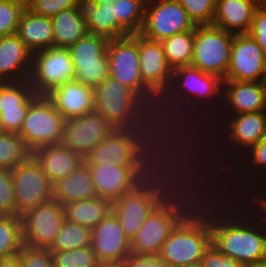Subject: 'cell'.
Returning a JSON list of instances; mask_svg holds the SVG:
<instances>
[{
	"label": "cell",
	"instance_id": "1",
	"mask_svg": "<svg viewBox=\"0 0 266 267\" xmlns=\"http://www.w3.org/2000/svg\"><path fill=\"white\" fill-rule=\"evenodd\" d=\"M165 186L175 210V227L192 232L211 244L215 241L220 219L241 198L231 193L229 182L192 181L188 185Z\"/></svg>",
	"mask_w": 266,
	"mask_h": 267
},
{
	"label": "cell",
	"instance_id": "2",
	"mask_svg": "<svg viewBox=\"0 0 266 267\" xmlns=\"http://www.w3.org/2000/svg\"><path fill=\"white\" fill-rule=\"evenodd\" d=\"M213 245L246 267L260 264L266 258V199L240 198L220 219Z\"/></svg>",
	"mask_w": 266,
	"mask_h": 267
},
{
	"label": "cell",
	"instance_id": "3",
	"mask_svg": "<svg viewBox=\"0 0 266 267\" xmlns=\"http://www.w3.org/2000/svg\"><path fill=\"white\" fill-rule=\"evenodd\" d=\"M216 133L218 134V156L220 157V160H222L223 166L227 169L232 167V165L234 167V164L237 161L236 158L239 160L240 156L244 155L245 152L257 144L266 135V111L227 116L217 126Z\"/></svg>",
	"mask_w": 266,
	"mask_h": 267
},
{
	"label": "cell",
	"instance_id": "4",
	"mask_svg": "<svg viewBox=\"0 0 266 267\" xmlns=\"http://www.w3.org/2000/svg\"><path fill=\"white\" fill-rule=\"evenodd\" d=\"M233 36L213 24L196 25L191 65L224 80L230 65Z\"/></svg>",
	"mask_w": 266,
	"mask_h": 267
},
{
	"label": "cell",
	"instance_id": "5",
	"mask_svg": "<svg viewBox=\"0 0 266 267\" xmlns=\"http://www.w3.org/2000/svg\"><path fill=\"white\" fill-rule=\"evenodd\" d=\"M65 118L47 96L39 95L29 106L18 135L32 152L35 149L60 144Z\"/></svg>",
	"mask_w": 266,
	"mask_h": 267
},
{
	"label": "cell",
	"instance_id": "6",
	"mask_svg": "<svg viewBox=\"0 0 266 267\" xmlns=\"http://www.w3.org/2000/svg\"><path fill=\"white\" fill-rule=\"evenodd\" d=\"M74 76L68 48L51 47L33 53L28 81L35 94L47 96L54 89L72 81Z\"/></svg>",
	"mask_w": 266,
	"mask_h": 267
},
{
	"label": "cell",
	"instance_id": "7",
	"mask_svg": "<svg viewBox=\"0 0 266 267\" xmlns=\"http://www.w3.org/2000/svg\"><path fill=\"white\" fill-rule=\"evenodd\" d=\"M108 42L106 37L87 33L68 48L76 81L94 89L109 76Z\"/></svg>",
	"mask_w": 266,
	"mask_h": 267
},
{
	"label": "cell",
	"instance_id": "8",
	"mask_svg": "<svg viewBox=\"0 0 266 267\" xmlns=\"http://www.w3.org/2000/svg\"><path fill=\"white\" fill-rule=\"evenodd\" d=\"M11 171L16 216L53 199V184L32 155Z\"/></svg>",
	"mask_w": 266,
	"mask_h": 267
},
{
	"label": "cell",
	"instance_id": "9",
	"mask_svg": "<svg viewBox=\"0 0 266 267\" xmlns=\"http://www.w3.org/2000/svg\"><path fill=\"white\" fill-rule=\"evenodd\" d=\"M195 25L179 0H147L140 35L161 41L174 34L194 31Z\"/></svg>",
	"mask_w": 266,
	"mask_h": 267
},
{
	"label": "cell",
	"instance_id": "10",
	"mask_svg": "<svg viewBox=\"0 0 266 267\" xmlns=\"http://www.w3.org/2000/svg\"><path fill=\"white\" fill-rule=\"evenodd\" d=\"M214 119L215 115L205 109L200 115L190 120L189 126L166 127L156 137L157 150L217 147V133H215L217 132V125Z\"/></svg>",
	"mask_w": 266,
	"mask_h": 267
},
{
	"label": "cell",
	"instance_id": "11",
	"mask_svg": "<svg viewBox=\"0 0 266 267\" xmlns=\"http://www.w3.org/2000/svg\"><path fill=\"white\" fill-rule=\"evenodd\" d=\"M21 219L24 245L49 249L65 220L64 208L52 199L26 211Z\"/></svg>",
	"mask_w": 266,
	"mask_h": 267
},
{
	"label": "cell",
	"instance_id": "12",
	"mask_svg": "<svg viewBox=\"0 0 266 267\" xmlns=\"http://www.w3.org/2000/svg\"><path fill=\"white\" fill-rule=\"evenodd\" d=\"M106 53L109 76L140 96L145 84L140 71L138 33L109 40Z\"/></svg>",
	"mask_w": 266,
	"mask_h": 267
},
{
	"label": "cell",
	"instance_id": "13",
	"mask_svg": "<svg viewBox=\"0 0 266 267\" xmlns=\"http://www.w3.org/2000/svg\"><path fill=\"white\" fill-rule=\"evenodd\" d=\"M115 129L96 111L65 119L61 144L84 159Z\"/></svg>",
	"mask_w": 266,
	"mask_h": 267
},
{
	"label": "cell",
	"instance_id": "14",
	"mask_svg": "<svg viewBox=\"0 0 266 267\" xmlns=\"http://www.w3.org/2000/svg\"><path fill=\"white\" fill-rule=\"evenodd\" d=\"M223 81H266V54L249 33L234 34Z\"/></svg>",
	"mask_w": 266,
	"mask_h": 267
},
{
	"label": "cell",
	"instance_id": "15",
	"mask_svg": "<svg viewBox=\"0 0 266 267\" xmlns=\"http://www.w3.org/2000/svg\"><path fill=\"white\" fill-rule=\"evenodd\" d=\"M93 90L94 111L114 127L139 112V96L132 89L110 76Z\"/></svg>",
	"mask_w": 266,
	"mask_h": 267
},
{
	"label": "cell",
	"instance_id": "16",
	"mask_svg": "<svg viewBox=\"0 0 266 267\" xmlns=\"http://www.w3.org/2000/svg\"><path fill=\"white\" fill-rule=\"evenodd\" d=\"M175 72L181 96L197 101L216 116L222 106L223 79L193 65L177 67Z\"/></svg>",
	"mask_w": 266,
	"mask_h": 267
},
{
	"label": "cell",
	"instance_id": "17",
	"mask_svg": "<svg viewBox=\"0 0 266 267\" xmlns=\"http://www.w3.org/2000/svg\"><path fill=\"white\" fill-rule=\"evenodd\" d=\"M258 111H266V81H223L222 106L215 116L217 126L227 116Z\"/></svg>",
	"mask_w": 266,
	"mask_h": 267
},
{
	"label": "cell",
	"instance_id": "18",
	"mask_svg": "<svg viewBox=\"0 0 266 267\" xmlns=\"http://www.w3.org/2000/svg\"><path fill=\"white\" fill-rule=\"evenodd\" d=\"M246 154V155H245ZM242 157V158H241ZM239 160L236 161L235 163V168L234 167H230L228 169V179H229V188H230V191L231 193L233 192V194H237L239 195V197H242V198H264L266 196V187L263 188L264 186H266V177H264L266 175V135L257 143L255 144L254 146H252L247 152L244 153V155H242ZM245 157V158H244ZM243 159V160H242ZM242 160V161H240ZM240 164H239V163ZM236 164H238L236 166ZM249 165V166H248ZM254 166V167H253ZM246 167V168H245ZM240 168H242L243 170H240ZM237 169V170H236ZM245 169V170H244ZM255 169V170H254ZM263 171H262V170ZM248 170V171H247ZM250 170H252V172H250ZM257 170V171H256ZM234 171V172H233ZM247 174L244 173V172ZM236 172V173H235ZM241 172V173H240ZM259 172L261 174H259ZM244 175H243V174ZM254 176H248V175H252ZM235 176H234V175ZM257 174V175H255ZM240 175V176H239ZM241 175H243L244 177H242ZM261 177H260V176ZM239 176V177H237ZM258 176L260 178V181L257 182L259 180ZM232 177V178H231ZM241 177V179H240ZM253 179H250L252 178ZM263 177V178H262ZM235 178V179H234ZM254 178H256L255 181ZM258 178V179H257ZM262 178V179H261ZM234 179V180H233ZM244 179V180H243ZM250 179V180H249ZM238 180V181H237ZM249 180V181H247ZM261 180H263L261 182ZM231 181V182H230ZM237 181V182H236ZM254 181V183H253ZM265 181V182H264ZM243 182V183H242ZM251 184H250V183ZM256 182V183H255ZM261 182V183H260ZM235 183V184H233ZM240 183V184H238ZM249 185H247V184ZM259 183V184H258ZM244 184V185H242ZM254 184V185H253ZM235 185V187H234ZM258 185V186H257ZM260 185V186H259ZM233 186V187H232ZM239 186V187H238ZM245 186V187H244ZM248 186V187H247ZM256 186V187H255ZM263 186V187H261ZM241 187V188H240ZM260 187V188H258ZM232 188V189H231ZM245 188H250V189H245ZM256 188V189H255ZM258 188V189H257ZM238 189V190H237ZM255 189V190H254ZM233 190V191H232ZM247 190V191H246ZM259 190V191H258ZM237 191V192H236ZM246 191V192H244ZM255 191V192H254ZM261 191V192H260ZM265 191V192H264ZM239 192V193H238ZM251 192V194H250ZM241 193V194H240ZM245 193H247L248 195H246ZM257 193V194H256ZM250 194V196H249ZM265 194V195H264ZM258 195V196H257Z\"/></svg>",
	"mask_w": 266,
	"mask_h": 267
},
{
	"label": "cell",
	"instance_id": "19",
	"mask_svg": "<svg viewBox=\"0 0 266 267\" xmlns=\"http://www.w3.org/2000/svg\"><path fill=\"white\" fill-rule=\"evenodd\" d=\"M102 264L119 265L131 252V241L111 211L91 229V245Z\"/></svg>",
	"mask_w": 266,
	"mask_h": 267
},
{
	"label": "cell",
	"instance_id": "20",
	"mask_svg": "<svg viewBox=\"0 0 266 267\" xmlns=\"http://www.w3.org/2000/svg\"><path fill=\"white\" fill-rule=\"evenodd\" d=\"M211 243L187 230L174 227L158 253L171 267L200 263Z\"/></svg>",
	"mask_w": 266,
	"mask_h": 267
},
{
	"label": "cell",
	"instance_id": "21",
	"mask_svg": "<svg viewBox=\"0 0 266 267\" xmlns=\"http://www.w3.org/2000/svg\"><path fill=\"white\" fill-rule=\"evenodd\" d=\"M77 10L86 22L88 33L111 39L131 35L118 21L113 3H96V0H78Z\"/></svg>",
	"mask_w": 266,
	"mask_h": 267
},
{
	"label": "cell",
	"instance_id": "22",
	"mask_svg": "<svg viewBox=\"0 0 266 267\" xmlns=\"http://www.w3.org/2000/svg\"><path fill=\"white\" fill-rule=\"evenodd\" d=\"M33 53L16 35L0 37V82L27 80Z\"/></svg>",
	"mask_w": 266,
	"mask_h": 267
},
{
	"label": "cell",
	"instance_id": "23",
	"mask_svg": "<svg viewBox=\"0 0 266 267\" xmlns=\"http://www.w3.org/2000/svg\"><path fill=\"white\" fill-rule=\"evenodd\" d=\"M47 97L65 119L82 116L95 110L93 88L75 79L54 89Z\"/></svg>",
	"mask_w": 266,
	"mask_h": 267
},
{
	"label": "cell",
	"instance_id": "24",
	"mask_svg": "<svg viewBox=\"0 0 266 267\" xmlns=\"http://www.w3.org/2000/svg\"><path fill=\"white\" fill-rule=\"evenodd\" d=\"M205 109L193 99L181 96L176 105L158 110H139L145 117L155 138L166 127L189 126L190 120L200 115Z\"/></svg>",
	"mask_w": 266,
	"mask_h": 267
},
{
	"label": "cell",
	"instance_id": "25",
	"mask_svg": "<svg viewBox=\"0 0 266 267\" xmlns=\"http://www.w3.org/2000/svg\"><path fill=\"white\" fill-rule=\"evenodd\" d=\"M52 184L77 170L85 159L60 144L46 145L31 152Z\"/></svg>",
	"mask_w": 266,
	"mask_h": 267
},
{
	"label": "cell",
	"instance_id": "26",
	"mask_svg": "<svg viewBox=\"0 0 266 267\" xmlns=\"http://www.w3.org/2000/svg\"><path fill=\"white\" fill-rule=\"evenodd\" d=\"M261 0H216L213 25L232 34L248 33Z\"/></svg>",
	"mask_w": 266,
	"mask_h": 267
},
{
	"label": "cell",
	"instance_id": "27",
	"mask_svg": "<svg viewBox=\"0 0 266 267\" xmlns=\"http://www.w3.org/2000/svg\"><path fill=\"white\" fill-rule=\"evenodd\" d=\"M97 196L111 202L130 193L131 178L128 165L102 163L89 165Z\"/></svg>",
	"mask_w": 266,
	"mask_h": 267
},
{
	"label": "cell",
	"instance_id": "28",
	"mask_svg": "<svg viewBox=\"0 0 266 267\" xmlns=\"http://www.w3.org/2000/svg\"><path fill=\"white\" fill-rule=\"evenodd\" d=\"M115 129L125 138L130 150V158L158 154L156 138L140 112L121 121Z\"/></svg>",
	"mask_w": 266,
	"mask_h": 267
},
{
	"label": "cell",
	"instance_id": "29",
	"mask_svg": "<svg viewBox=\"0 0 266 267\" xmlns=\"http://www.w3.org/2000/svg\"><path fill=\"white\" fill-rule=\"evenodd\" d=\"M98 197L89 165L84 161L81 166L67 177L53 184V200L60 205Z\"/></svg>",
	"mask_w": 266,
	"mask_h": 267
},
{
	"label": "cell",
	"instance_id": "30",
	"mask_svg": "<svg viewBox=\"0 0 266 267\" xmlns=\"http://www.w3.org/2000/svg\"><path fill=\"white\" fill-rule=\"evenodd\" d=\"M16 35L32 53L51 48L54 43L51 18L37 15L26 7L20 17Z\"/></svg>",
	"mask_w": 266,
	"mask_h": 267
},
{
	"label": "cell",
	"instance_id": "31",
	"mask_svg": "<svg viewBox=\"0 0 266 267\" xmlns=\"http://www.w3.org/2000/svg\"><path fill=\"white\" fill-rule=\"evenodd\" d=\"M181 97L177 85L175 69L163 74L159 79L144 85L139 96V110H158L172 107Z\"/></svg>",
	"mask_w": 266,
	"mask_h": 267
},
{
	"label": "cell",
	"instance_id": "32",
	"mask_svg": "<svg viewBox=\"0 0 266 267\" xmlns=\"http://www.w3.org/2000/svg\"><path fill=\"white\" fill-rule=\"evenodd\" d=\"M175 227L162 216L150 213L141 228L131 240V252L145 255H158L161 246Z\"/></svg>",
	"mask_w": 266,
	"mask_h": 267
},
{
	"label": "cell",
	"instance_id": "33",
	"mask_svg": "<svg viewBox=\"0 0 266 267\" xmlns=\"http://www.w3.org/2000/svg\"><path fill=\"white\" fill-rule=\"evenodd\" d=\"M112 212L131 241L150 215L151 210L144 198L127 193L112 202Z\"/></svg>",
	"mask_w": 266,
	"mask_h": 267
},
{
	"label": "cell",
	"instance_id": "34",
	"mask_svg": "<svg viewBox=\"0 0 266 267\" xmlns=\"http://www.w3.org/2000/svg\"><path fill=\"white\" fill-rule=\"evenodd\" d=\"M157 153L159 155L160 167L223 166L218 156L217 147H189L188 150H157Z\"/></svg>",
	"mask_w": 266,
	"mask_h": 267
},
{
	"label": "cell",
	"instance_id": "35",
	"mask_svg": "<svg viewBox=\"0 0 266 267\" xmlns=\"http://www.w3.org/2000/svg\"><path fill=\"white\" fill-rule=\"evenodd\" d=\"M160 169L162 170V178L165 185H188L192 181L229 182L228 169L225 166L192 165V167H160Z\"/></svg>",
	"mask_w": 266,
	"mask_h": 267
},
{
	"label": "cell",
	"instance_id": "36",
	"mask_svg": "<svg viewBox=\"0 0 266 267\" xmlns=\"http://www.w3.org/2000/svg\"><path fill=\"white\" fill-rule=\"evenodd\" d=\"M54 43L53 47L69 48L87 33L86 22L81 18L77 7L60 11L51 17Z\"/></svg>",
	"mask_w": 266,
	"mask_h": 267
},
{
	"label": "cell",
	"instance_id": "37",
	"mask_svg": "<svg viewBox=\"0 0 266 267\" xmlns=\"http://www.w3.org/2000/svg\"><path fill=\"white\" fill-rule=\"evenodd\" d=\"M140 71L144 84L159 79L171 70L160 41L144 38L138 33Z\"/></svg>",
	"mask_w": 266,
	"mask_h": 267
},
{
	"label": "cell",
	"instance_id": "38",
	"mask_svg": "<svg viewBox=\"0 0 266 267\" xmlns=\"http://www.w3.org/2000/svg\"><path fill=\"white\" fill-rule=\"evenodd\" d=\"M63 208L67 220L92 229L112 211V202L95 197L66 204Z\"/></svg>",
	"mask_w": 266,
	"mask_h": 267
},
{
	"label": "cell",
	"instance_id": "39",
	"mask_svg": "<svg viewBox=\"0 0 266 267\" xmlns=\"http://www.w3.org/2000/svg\"><path fill=\"white\" fill-rule=\"evenodd\" d=\"M88 165L114 163L115 165H130V150L125 138L114 129L106 139L102 140L85 158Z\"/></svg>",
	"mask_w": 266,
	"mask_h": 267
},
{
	"label": "cell",
	"instance_id": "40",
	"mask_svg": "<svg viewBox=\"0 0 266 267\" xmlns=\"http://www.w3.org/2000/svg\"><path fill=\"white\" fill-rule=\"evenodd\" d=\"M168 65L175 69L191 65L193 57L194 31L174 34L160 41Z\"/></svg>",
	"mask_w": 266,
	"mask_h": 267
},
{
	"label": "cell",
	"instance_id": "41",
	"mask_svg": "<svg viewBox=\"0 0 266 267\" xmlns=\"http://www.w3.org/2000/svg\"><path fill=\"white\" fill-rule=\"evenodd\" d=\"M91 245V228L71 222L65 218L55 237L50 251H68Z\"/></svg>",
	"mask_w": 266,
	"mask_h": 267
},
{
	"label": "cell",
	"instance_id": "42",
	"mask_svg": "<svg viewBox=\"0 0 266 267\" xmlns=\"http://www.w3.org/2000/svg\"><path fill=\"white\" fill-rule=\"evenodd\" d=\"M23 246L21 216L0 215V258L17 255Z\"/></svg>",
	"mask_w": 266,
	"mask_h": 267
},
{
	"label": "cell",
	"instance_id": "43",
	"mask_svg": "<svg viewBox=\"0 0 266 267\" xmlns=\"http://www.w3.org/2000/svg\"><path fill=\"white\" fill-rule=\"evenodd\" d=\"M35 95L28 79L0 82V113L22 109Z\"/></svg>",
	"mask_w": 266,
	"mask_h": 267
},
{
	"label": "cell",
	"instance_id": "44",
	"mask_svg": "<svg viewBox=\"0 0 266 267\" xmlns=\"http://www.w3.org/2000/svg\"><path fill=\"white\" fill-rule=\"evenodd\" d=\"M31 155L17 133H0V168L13 169Z\"/></svg>",
	"mask_w": 266,
	"mask_h": 267
},
{
	"label": "cell",
	"instance_id": "45",
	"mask_svg": "<svg viewBox=\"0 0 266 267\" xmlns=\"http://www.w3.org/2000/svg\"><path fill=\"white\" fill-rule=\"evenodd\" d=\"M147 0H118L113 3L117 21L130 33H140Z\"/></svg>",
	"mask_w": 266,
	"mask_h": 267
},
{
	"label": "cell",
	"instance_id": "46",
	"mask_svg": "<svg viewBox=\"0 0 266 267\" xmlns=\"http://www.w3.org/2000/svg\"><path fill=\"white\" fill-rule=\"evenodd\" d=\"M51 252L54 267H100L102 265L91 246Z\"/></svg>",
	"mask_w": 266,
	"mask_h": 267
},
{
	"label": "cell",
	"instance_id": "47",
	"mask_svg": "<svg viewBox=\"0 0 266 267\" xmlns=\"http://www.w3.org/2000/svg\"><path fill=\"white\" fill-rule=\"evenodd\" d=\"M27 3L22 0H0V37L16 34Z\"/></svg>",
	"mask_w": 266,
	"mask_h": 267
},
{
	"label": "cell",
	"instance_id": "48",
	"mask_svg": "<svg viewBox=\"0 0 266 267\" xmlns=\"http://www.w3.org/2000/svg\"><path fill=\"white\" fill-rule=\"evenodd\" d=\"M144 200L149 204L151 213L160 215L165 220L176 225L175 210L169 200L163 180L152 188V190L144 197Z\"/></svg>",
	"mask_w": 266,
	"mask_h": 267
},
{
	"label": "cell",
	"instance_id": "49",
	"mask_svg": "<svg viewBox=\"0 0 266 267\" xmlns=\"http://www.w3.org/2000/svg\"><path fill=\"white\" fill-rule=\"evenodd\" d=\"M194 25L213 24L216 0H179Z\"/></svg>",
	"mask_w": 266,
	"mask_h": 267
},
{
	"label": "cell",
	"instance_id": "50",
	"mask_svg": "<svg viewBox=\"0 0 266 267\" xmlns=\"http://www.w3.org/2000/svg\"><path fill=\"white\" fill-rule=\"evenodd\" d=\"M0 215L16 216L15 192L11 169L0 168Z\"/></svg>",
	"mask_w": 266,
	"mask_h": 267
},
{
	"label": "cell",
	"instance_id": "51",
	"mask_svg": "<svg viewBox=\"0 0 266 267\" xmlns=\"http://www.w3.org/2000/svg\"><path fill=\"white\" fill-rule=\"evenodd\" d=\"M17 255L20 267H54L52 252L49 249L24 245Z\"/></svg>",
	"mask_w": 266,
	"mask_h": 267
},
{
	"label": "cell",
	"instance_id": "52",
	"mask_svg": "<svg viewBox=\"0 0 266 267\" xmlns=\"http://www.w3.org/2000/svg\"><path fill=\"white\" fill-rule=\"evenodd\" d=\"M78 0H30L27 8L33 13L45 17H53L60 11L77 6Z\"/></svg>",
	"mask_w": 266,
	"mask_h": 267
},
{
	"label": "cell",
	"instance_id": "53",
	"mask_svg": "<svg viewBox=\"0 0 266 267\" xmlns=\"http://www.w3.org/2000/svg\"><path fill=\"white\" fill-rule=\"evenodd\" d=\"M130 178V193L141 196L142 198H144L154 186L163 180L161 169L158 171H150L147 175L130 176Z\"/></svg>",
	"mask_w": 266,
	"mask_h": 267
},
{
	"label": "cell",
	"instance_id": "54",
	"mask_svg": "<svg viewBox=\"0 0 266 267\" xmlns=\"http://www.w3.org/2000/svg\"><path fill=\"white\" fill-rule=\"evenodd\" d=\"M248 33L255 39L266 54V3L261 2L256 8Z\"/></svg>",
	"mask_w": 266,
	"mask_h": 267
},
{
	"label": "cell",
	"instance_id": "55",
	"mask_svg": "<svg viewBox=\"0 0 266 267\" xmlns=\"http://www.w3.org/2000/svg\"><path fill=\"white\" fill-rule=\"evenodd\" d=\"M39 95H35L22 109L20 110H12L5 111L0 113L2 125L4 128V132L8 133H19L22 127L23 121L26 118L27 111L31 103L38 97Z\"/></svg>",
	"mask_w": 266,
	"mask_h": 267
},
{
	"label": "cell",
	"instance_id": "56",
	"mask_svg": "<svg viewBox=\"0 0 266 267\" xmlns=\"http://www.w3.org/2000/svg\"><path fill=\"white\" fill-rule=\"evenodd\" d=\"M200 265L202 267H246L243 263L224 255L213 244L205 251Z\"/></svg>",
	"mask_w": 266,
	"mask_h": 267
},
{
	"label": "cell",
	"instance_id": "57",
	"mask_svg": "<svg viewBox=\"0 0 266 267\" xmlns=\"http://www.w3.org/2000/svg\"><path fill=\"white\" fill-rule=\"evenodd\" d=\"M120 267H171V265L159 255H145L130 252L119 264Z\"/></svg>",
	"mask_w": 266,
	"mask_h": 267
},
{
	"label": "cell",
	"instance_id": "58",
	"mask_svg": "<svg viewBox=\"0 0 266 267\" xmlns=\"http://www.w3.org/2000/svg\"><path fill=\"white\" fill-rule=\"evenodd\" d=\"M160 169L159 155L139 156L138 158H130V176L147 175L150 171H158Z\"/></svg>",
	"mask_w": 266,
	"mask_h": 267
},
{
	"label": "cell",
	"instance_id": "59",
	"mask_svg": "<svg viewBox=\"0 0 266 267\" xmlns=\"http://www.w3.org/2000/svg\"><path fill=\"white\" fill-rule=\"evenodd\" d=\"M0 267H20L18 255L8 258H0Z\"/></svg>",
	"mask_w": 266,
	"mask_h": 267
},
{
	"label": "cell",
	"instance_id": "60",
	"mask_svg": "<svg viewBox=\"0 0 266 267\" xmlns=\"http://www.w3.org/2000/svg\"><path fill=\"white\" fill-rule=\"evenodd\" d=\"M118 0H96V3H114Z\"/></svg>",
	"mask_w": 266,
	"mask_h": 267
},
{
	"label": "cell",
	"instance_id": "61",
	"mask_svg": "<svg viewBox=\"0 0 266 267\" xmlns=\"http://www.w3.org/2000/svg\"><path fill=\"white\" fill-rule=\"evenodd\" d=\"M256 267H266V258L260 264H258Z\"/></svg>",
	"mask_w": 266,
	"mask_h": 267
},
{
	"label": "cell",
	"instance_id": "62",
	"mask_svg": "<svg viewBox=\"0 0 266 267\" xmlns=\"http://www.w3.org/2000/svg\"><path fill=\"white\" fill-rule=\"evenodd\" d=\"M100 267H120V265L102 264Z\"/></svg>",
	"mask_w": 266,
	"mask_h": 267
},
{
	"label": "cell",
	"instance_id": "63",
	"mask_svg": "<svg viewBox=\"0 0 266 267\" xmlns=\"http://www.w3.org/2000/svg\"><path fill=\"white\" fill-rule=\"evenodd\" d=\"M181 267H202V266L200 265V263H198V264H193V265H188V266H181Z\"/></svg>",
	"mask_w": 266,
	"mask_h": 267
},
{
	"label": "cell",
	"instance_id": "64",
	"mask_svg": "<svg viewBox=\"0 0 266 267\" xmlns=\"http://www.w3.org/2000/svg\"><path fill=\"white\" fill-rule=\"evenodd\" d=\"M2 132H4V128H3L1 117H0V133Z\"/></svg>",
	"mask_w": 266,
	"mask_h": 267
}]
</instances>
